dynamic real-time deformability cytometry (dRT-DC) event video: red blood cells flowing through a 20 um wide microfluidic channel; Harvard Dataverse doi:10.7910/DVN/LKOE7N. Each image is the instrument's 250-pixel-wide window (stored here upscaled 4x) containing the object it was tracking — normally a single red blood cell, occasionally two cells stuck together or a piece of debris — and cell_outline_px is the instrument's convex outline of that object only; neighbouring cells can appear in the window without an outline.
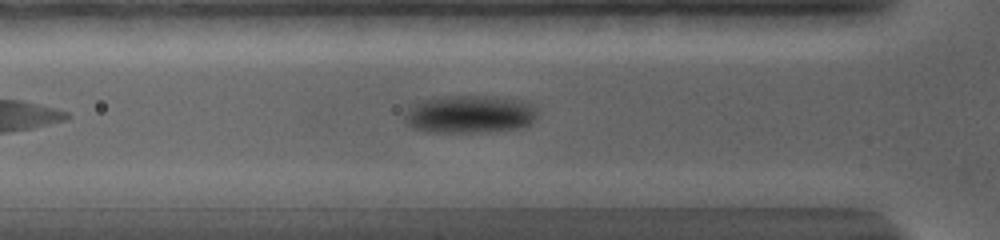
{"species": "common noctule bat (a hibernating species)", "species_latin": "Nyctalus noctula", "temperature_condition": "warm", "stored_images_in_passage": 53, "camera_frame_rate_fps": 5000, "um_per_image_px": 0.085, "animal": {"sex": "female", "body_mass_g": 19.0, "forearm_length_mm": 56.7}, "frame": {"image": 1, "passage_image": 12, "time_ms": 2.6, "image_size_px": [1000, 240], "cell_outline_px": [[536, 116], [528, 124], [516, 128], [488, 132], [424, 132], [412, 128], [404, 120], [404, 116], [408, 104], [420, 100], [448, 96], [496, 96], [524, 100], [532, 104], [536, 112]], "centroid_in_image_um": [39.85, 9.7], "position_along_channel_um": 86.0, "area_um2": 29.65}}
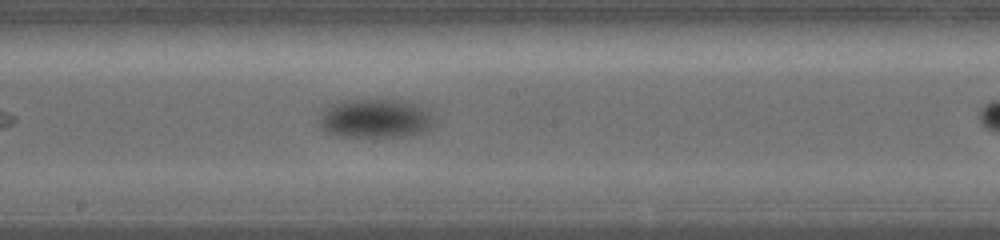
{"frame": {"image": 2, "passage_image": 29, "time_ms": 6.4, "image_size_px": [1000, 240], "cell_outline_px": [[432, 124], [428, 128], [420, 132], [400, 136], [336, 136], [320, 128], [320, 116], [328, 104], [340, 100], [388, 100], [412, 104], [420, 108], [432, 120]], "centroid_in_image_um": [31.73, 10.07], "position_along_channel_um": 216.5, "area_um2": 25.09}}
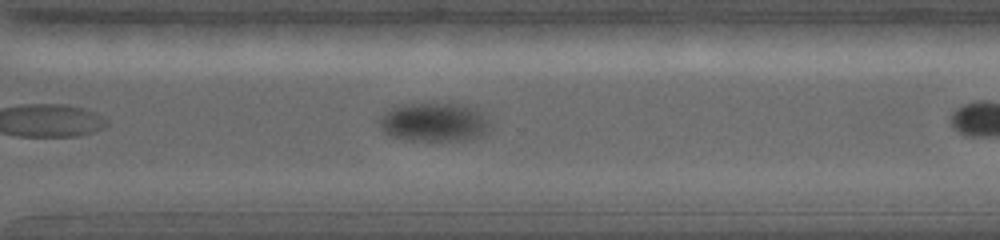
{"frame": {"image": 3, "passage_image": 46, "time_ms": 9.8, "image_size_px": [1000, 240], "cell_outline_px": [[488, 124], [484, 136], [464, 140], [412, 140], [392, 136], [384, 132], [380, 128], [380, 116], [384, 112], [392, 108], [408, 104], [464, 104], [476, 108], [484, 116]], "centroid_in_image_um": [36.89, 10.39], "position_along_channel_um": 333.7, "area_um2": 24.62}}